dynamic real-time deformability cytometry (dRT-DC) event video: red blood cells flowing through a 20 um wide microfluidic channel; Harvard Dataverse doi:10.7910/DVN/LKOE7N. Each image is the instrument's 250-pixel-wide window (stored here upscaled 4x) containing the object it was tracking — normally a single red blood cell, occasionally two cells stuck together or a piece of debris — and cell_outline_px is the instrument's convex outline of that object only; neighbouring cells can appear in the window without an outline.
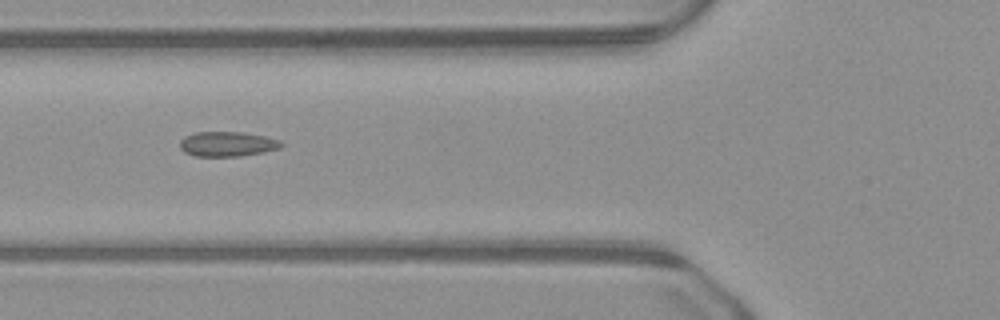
{"species": "common noctule bat (a hibernating species)", "species_latin": "Nyctalus noctula", "temperature_condition": "warm", "stored_images_in_passage": 33, "camera_frame_rate_fps": 3000, "um_per_image_px": 0.085, "animal": {"sex": "male", "body_mass_g": 23.1, "forearm_length_mm": 52.7}, "frame": {"image": 1, "passage_image": 2, "time_ms": 0.333, "image_size_px": [1000, 320], "cell_outline_px": [[284, 144], [280, 148], [264, 152], [240, 156], [192, 156], [184, 152], [180, 148], [180, 140], [184, 136], [192, 132], [244, 132], [268, 136], [280, 140]], "centroid_in_image_um": [19.32, 12.23], "position_along_channel_um": 106.5, "area_um2": 14.97}}
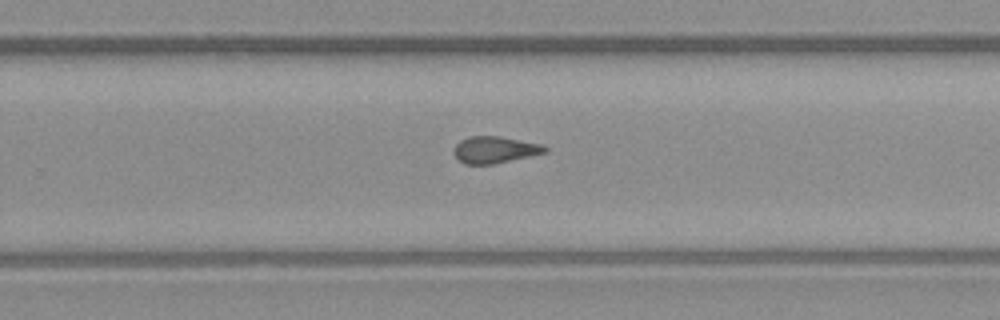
{"frame": {"image": 2, "passage_image": 15, "time_ms": 4.667, "image_size_px": [1000, 320], "cell_outline_px": [[548, 152], [496, 164], [464, 164], [452, 152], [452, 148], [460, 140], [468, 136], [500, 136], [544, 144], [548, 148]], "centroid_in_image_um": [42.08, 12.72], "position_along_channel_um": 287.7, "area_um2": 14.51}}
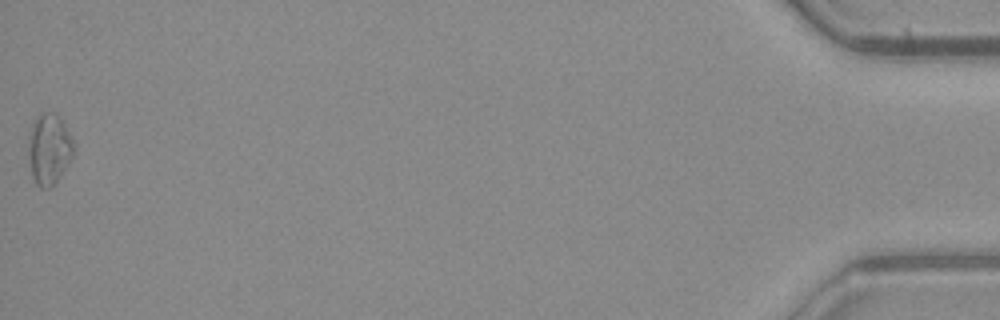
{"frame": {"image": 3, "passage_image": 33, "time_ms": 10.667, "image_size_px": [1000, 320], "cell_outline_px": [[76, 148], [72, 156], [56, 184], [52, 188], [40, 188], [36, 184], [32, 176], [28, 160], [28, 136], [32, 124], [36, 116], [40, 112], [56, 112], [60, 116]], "centroid_in_image_um": [4.15, 12.67], "position_along_channel_um": 431.0, "area_um2": 19.13}}